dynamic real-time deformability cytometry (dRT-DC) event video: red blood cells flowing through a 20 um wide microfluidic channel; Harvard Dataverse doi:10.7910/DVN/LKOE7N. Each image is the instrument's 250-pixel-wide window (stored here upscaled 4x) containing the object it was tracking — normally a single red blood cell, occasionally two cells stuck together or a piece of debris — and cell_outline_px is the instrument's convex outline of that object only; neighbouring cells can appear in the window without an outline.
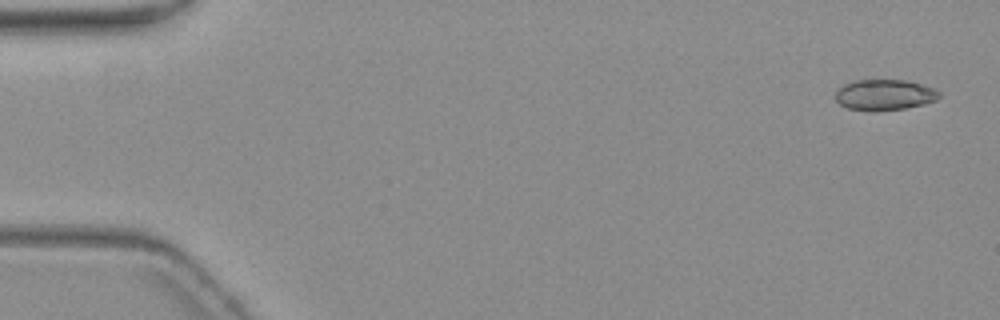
{"species": "common noctule bat (a hibernating species)", "species_latin": "Nyctalus noctula", "temperature_condition": "warm", "stored_images_in_passage": 8, "camera_frame_rate_fps": 3000, "um_per_image_px": 0.085, "animal": {"sex": "female", "body_mass_g": 19.3, "forearm_length_mm": 54.1}, "frame": {"image": 1, "passage_image": 1, "time_ms": 0.0, "image_size_px": [1000, 320], "cell_outline_px": [[940, 96], [936, 100], [924, 104], [904, 108], [848, 108], [840, 104], [836, 100], [836, 92], [844, 84], [852, 80], [904, 80], [936, 88], [940, 92]], "centroid_in_image_um": [75.23, 8.01], "position_along_channel_um": 9.8, "area_um2": 17.86}}
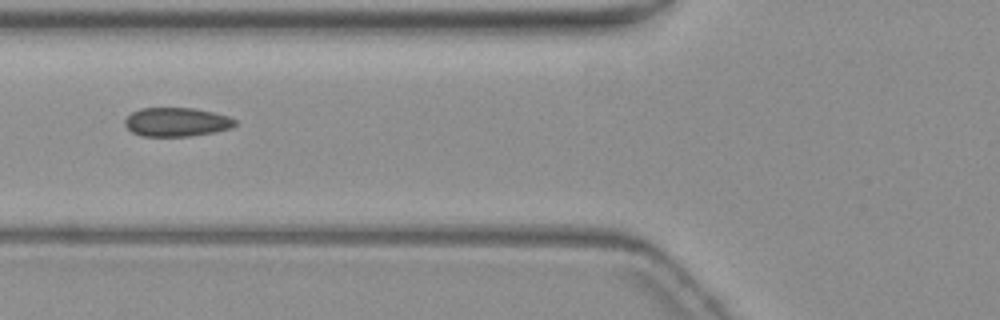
{"frame": {"image": 2, "passage_image": 6, "time_ms": 6.667, "image_size_px": [1000, 320], "cell_outline_px": [[236, 124], [228, 128], [212, 132], [188, 136], [140, 136], [132, 132], [124, 124], [124, 120], [132, 112], [140, 108], [196, 108], [228, 116], [236, 120]], "centroid_in_image_um": [14.96, 10.36], "position_along_channel_um": 110.8, "area_um2": 18.38}}
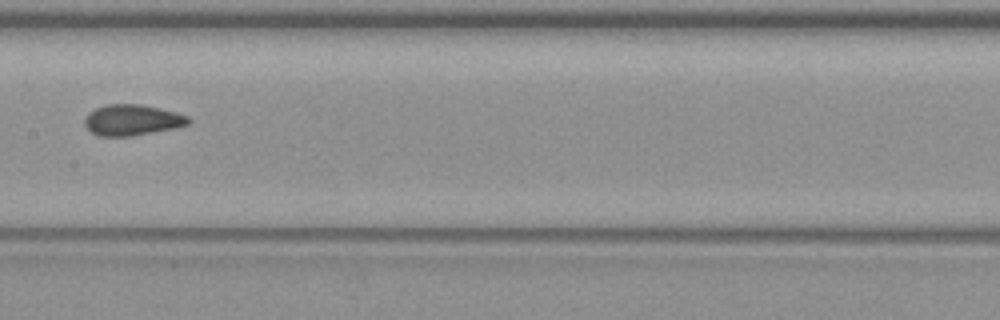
{"frame": {"image": 3, "passage_image": 8, "time_ms": 9.0, "image_size_px": [1000, 320], "cell_outline_px": [[192, 120], [188, 124], [176, 128], [132, 136], [96, 136], [84, 124], [84, 120], [88, 112], [96, 108], [108, 104], [140, 104], [160, 108], [176, 112], [188, 116]], "centroid_in_image_um": [11.24, 10.2], "position_along_channel_um": 196.2, "area_um2": 18.79}}